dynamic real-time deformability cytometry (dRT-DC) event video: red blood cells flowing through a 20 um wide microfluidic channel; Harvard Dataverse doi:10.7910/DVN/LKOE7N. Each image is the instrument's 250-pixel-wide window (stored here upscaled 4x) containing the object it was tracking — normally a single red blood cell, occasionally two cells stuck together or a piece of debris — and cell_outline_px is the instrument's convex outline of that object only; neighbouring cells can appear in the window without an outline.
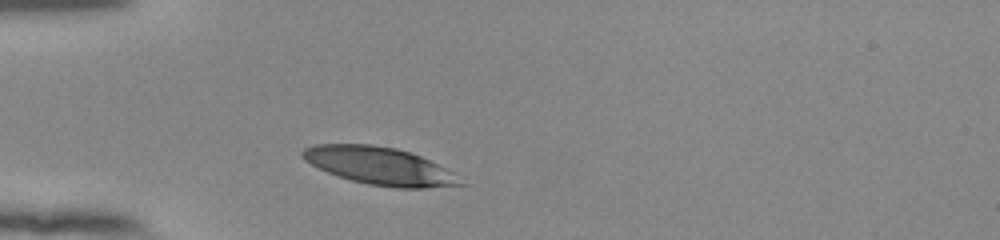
{"species": "human", "species_latin": "Homo sapiens", "temperature_condition": "room temperature", "stored_images_in_passage": 30, "camera_frame_rate_fps": 3000, "um_per_image_px": 0.085, "donor": {"sex": "female"}, "frame": {"image": 1, "passage_image": 1, "time_ms": 0.0, "image_size_px": [1000, 240], "cell_outline_px": [[468, 184], [424, 188], [400, 188], [368, 184], [336, 176], [304, 160], [300, 156], [300, 152], [304, 148], [316, 144], [372, 144], [396, 148], [412, 152], [456, 172]], "centroid_in_image_um": [32.32, 14.1], "position_along_channel_um": 52.7, "area_um2": 34.91}}
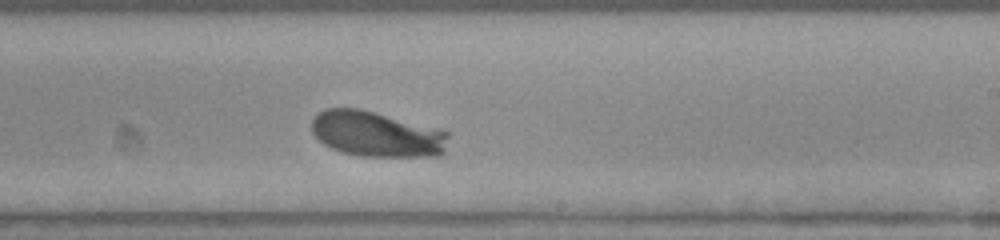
{"frame": {"image": 2, "passage_image": 18, "time_ms": 5.667, "image_size_px": [1000, 240], "cell_outline_px": [[448, 136], [444, 152], [440, 156], [360, 156], [340, 152], [324, 144], [312, 132], [312, 120], [324, 108], [360, 108], [440, 128], [448, 132]], "centroid_in_image_um": [32.03, 11.39], "position_along_channel_um": 257.0, "area_um2": 36.41}}
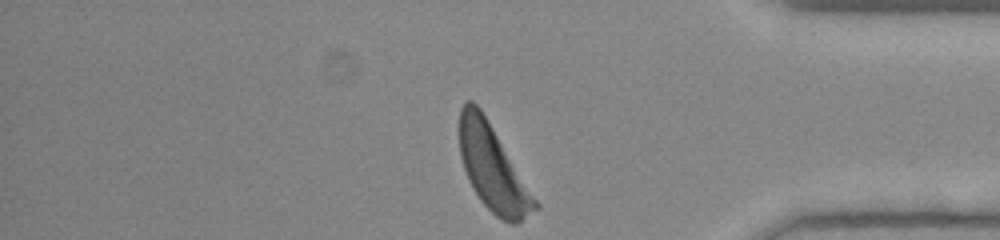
{"frame": {"image": 3, "passage_image": 30, "time_ms": 9.667, "image_size_px": [1000, 240], "cell_outline_px": [[540, 208], [516, 224], [512, 224], [500, 220], [480, 200], [472, 188], [468, 180], [460, 156], [460, 108], [464, 100], [472, 100], [480, 108], [540, 204]], "centroid_in_image_um": [41.89, 14.32], "position_along_channel_um": 393.3, "area_um2": 37.34}, "authors_computed_cell_mechanics": {"area_um2": 36.0094, "velocity_mm_per_s": 3.8718, "shape_relaxation_time_tau1_ms": 3.4625, "shape_relaxation_time_tau2_ms": null, "deformation_change_tau1": 0.1879, "deformation_change_tau2": null}}